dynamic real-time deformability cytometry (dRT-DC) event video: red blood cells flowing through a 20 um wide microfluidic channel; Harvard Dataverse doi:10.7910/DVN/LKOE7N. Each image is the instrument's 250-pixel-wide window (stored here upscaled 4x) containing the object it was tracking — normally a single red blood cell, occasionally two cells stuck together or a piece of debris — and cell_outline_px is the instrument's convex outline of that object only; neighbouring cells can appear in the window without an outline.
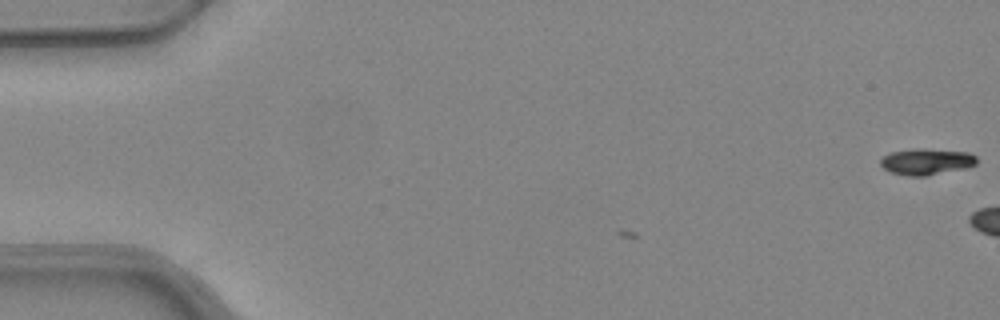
{"species": "common noctule bat (a hibernating species)", "species_latin": "Nyctalus noctula", "temperature_condition": "warm", "stored_images_in_passage": 4, "camera_frame_rate_fps": 3000, "um_per_image_px": 0.085, "animal": {"sex": "female", "body_mass_g": 24.6, "forearm_length_mm": 56.2}, "frame": {"image": 1, "passage_image": 4, "time_ms": 1.0, "image_size_px": [1000, 320], "cell_outline_px": [[976, 164], [964, 168], [924, 176], [908, 176], [892, 172], [884, 168], [880, 164], [880, 160], [888, 152], [912, 148], [924, 148], [968, 152], [976, 156]], "centroid_in_image_um": [78.72, 13.72], "position_along_channel_um": 6.3, "area_um2": 14.74}}